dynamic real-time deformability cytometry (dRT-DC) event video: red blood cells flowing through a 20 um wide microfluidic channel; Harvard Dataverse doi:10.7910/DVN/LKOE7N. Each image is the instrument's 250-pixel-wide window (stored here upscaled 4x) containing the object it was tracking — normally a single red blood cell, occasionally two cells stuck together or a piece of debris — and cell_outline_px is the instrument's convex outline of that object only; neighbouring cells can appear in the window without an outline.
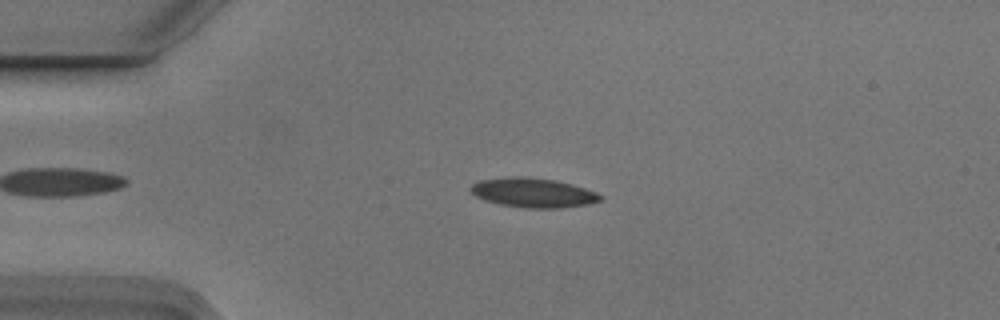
{"species": "Egyptian fruit bat (a non-hibernating species)", "species_latin": "Rousettus aegyptiacus", "temperature_condition": "cold", "stored_images_in_passage": 5, "camera_frame_rate_fps": 3000, "um_per_image_px": 0.085, "animal": {"sex": "male"}, "frame": {"image": 1, "passage_image": 4, "time_ms": 1.0, "image_size_px": [1000, 320], "cell_outline_px": [[604, 200], [588, 204], [560, 208], [524, 208], [500, 204], [476, 196], [472, 192], [472, 184], [480, 180], [508, 176], [520, 176], [556, 180], [572, 184], [596, 192], [604, 196]], "centroid_in_image_um": [45.38, 16.38], "position_along_channel_um": 39.6, "area_um2": 22.2}}